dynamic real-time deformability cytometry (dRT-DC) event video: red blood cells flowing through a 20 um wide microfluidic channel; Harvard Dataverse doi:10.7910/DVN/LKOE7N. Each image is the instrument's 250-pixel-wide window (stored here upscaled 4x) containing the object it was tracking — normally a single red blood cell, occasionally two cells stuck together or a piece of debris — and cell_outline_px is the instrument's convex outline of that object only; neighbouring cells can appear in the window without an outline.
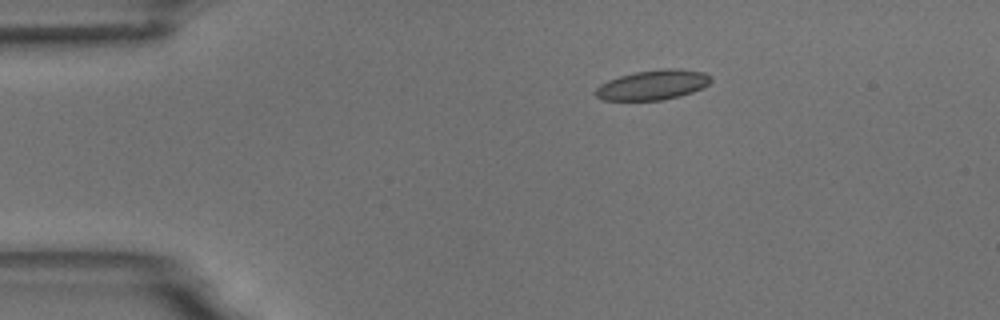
{"species": "common noctule bat (a hibernating species)", "species_latin": "Nyctalus noctula", "temperature_condition": "room temperature", "stored_images_in_passage": 9, "camera_frame_rate_fps": 3000, "um_per_image_px": 0.085, "animal": {"sex": "male", "body_mass_g": 18.8}, "frame": {"image": 1, "passage_image": 1, "time_ms": 0.0, "image_size_px": [1000, 320], "cell_outline_px": [[712, 80], [704, 88], [680, 96], [660, 100], [604, 100], [596, 96], [592, 92], [600, 84], [608, 80], [620, 76], [636, 72], [664, 68], [676, 68], [704, 72], [712, 76]], "centroid_in_image_um": [55.51, 7.21], "position_along_channel_um": 29.5, "area_um2": 20.17}}
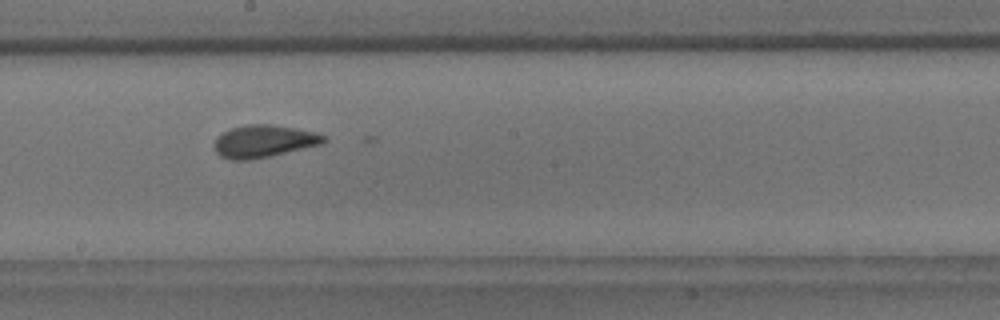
{"frame": {"image": 2, "passage_image": 7, "time_ms": 6.667, "image_size_px": [1000, 320], "cell_outline_px": [[328, 140], [324, 144], [252, 160], [232, 160], [220, 156], [216, 152], [216, 140], [224, 132], [232, 128], [248, 124], [268, 124], [292, 128], [312, 132], [328, 136]], "centroid_in_image_um": [22.48, 12.02], "position_along_channel_um": 225.7, "area_um2": 20.46}}
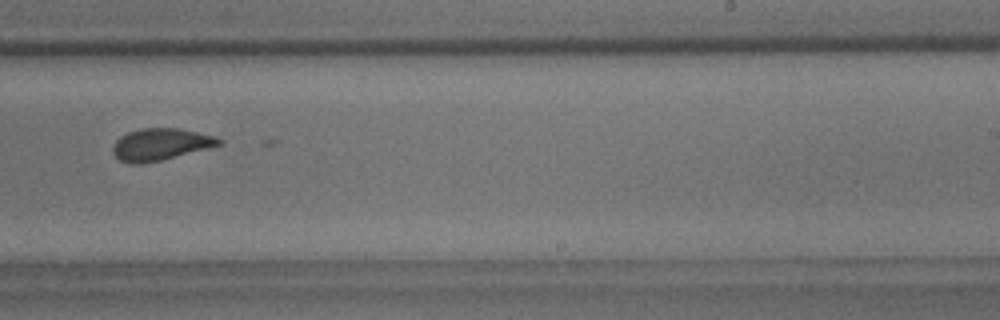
{"frame": {"image": 3, "passage_image": 8, "time_ms": 8.0, "image_size_px": [1000, 320], "cell_outline_px": [[224, 140], [220, 144], [160, 160], [140, 164], [132, 164], [120, 160], [112, 152], [112, 148], [116, 140], [120, 136], [128, 132], [140, 128], [180, 128], [216, 136]], "centroid_in_image_um": [13.61, 12.25], "position_along_channel_um": 275.4, "area_um2": 19.48}}